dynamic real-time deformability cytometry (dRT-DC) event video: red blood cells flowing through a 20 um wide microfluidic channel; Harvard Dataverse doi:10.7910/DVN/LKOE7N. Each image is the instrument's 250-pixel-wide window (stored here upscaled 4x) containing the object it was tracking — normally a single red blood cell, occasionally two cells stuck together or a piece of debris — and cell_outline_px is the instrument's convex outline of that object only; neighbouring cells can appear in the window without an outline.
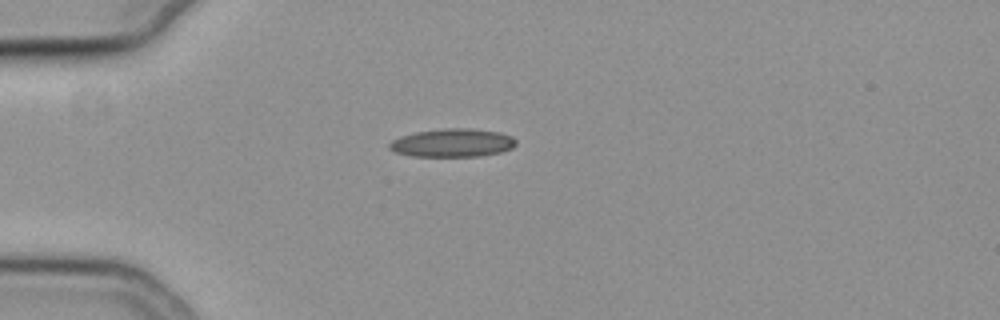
{"species": "common noctule bat (a hibernating species)", "species_latin": "Nyctalus noctula", "temperature_condition": "cold", "stored_images_in_passage": 36, "camera_frame_rate_fps": 3000, "um_per_image_px": 0.085, "animal": {"sex": "female", "body_mass_g": 19.3, "forearm_length_mm": 54.1}, "frame": {"image": 1, "passage_image": 1, "time_ms": 0.0, "image_size_px": [1000, 320], "cell_outline_px": [[516, 144], [512, 148], [500, 152], [480, 156], [412, 156], [396, 152], [388, 148], [388, 144], [392, 140], [400, 136], [416, 132], [444, 128], [472, 128], [500, 132], [512, 136], [516, 140]], "centroid_in_image_um": [38.47, 12.13], "position_along_channel_um": 46.5, "area_um2": 20.92}}
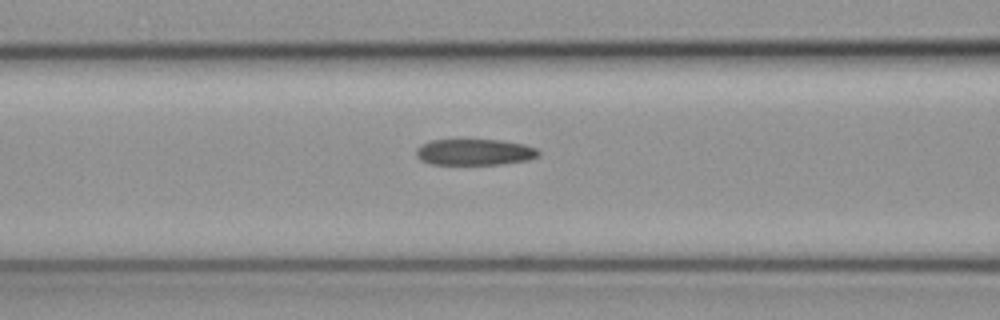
{"frame": {"image": 2, "passage_image": 9, "time_ms": 2.667, "image_size_px": [1000, 320], "cell_outline_px": [[540, 152], [536, 156], [528, 160], [500, 164], [428, 164], [420, 160], [416, 156], [416, 148], [420, 144], [432, 140], [500, 140], [524, 144], [536, 148]], "centroid_in_image_um": [40.29, 12.93], "position_along_channel_um": 126.3, "area_um2": 18.67}}
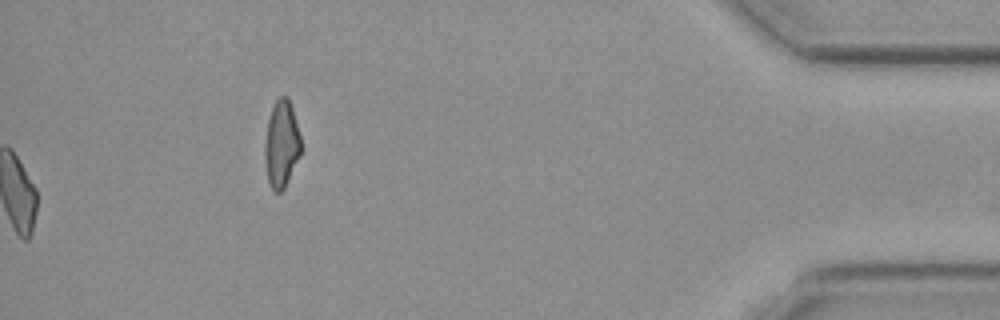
{"frame": {"image": 3, "passage_image": 36, "time_ms": 11.667, "image_size_px": [1000, 320], "cell_outline_px": [[300, 152], [284, 188], [280, 192], [276, 192], [272, 188], [268, 180], [264, 160], [264, 144], [268, 120], [272, 108], [276, 100], [280, 96], [288, 96], [292, 108], [300, 136]], "centroid_in_image_um": [23.9, 12.22], "position_along_channel_um": 411.3, "area_um2": 17.92}, "authors_computed_cell_mechanics": {"area_um2": 18.9873, "velocity_mm_per_s": 3.81, "shape_relaxation_time_tau1_ms": 10.3295, "shape_relaxation_time_tau2_ms": 4.8329, "deformation_change_tau1": 0.2198, "deformation_change_tau2": 0.1354}}